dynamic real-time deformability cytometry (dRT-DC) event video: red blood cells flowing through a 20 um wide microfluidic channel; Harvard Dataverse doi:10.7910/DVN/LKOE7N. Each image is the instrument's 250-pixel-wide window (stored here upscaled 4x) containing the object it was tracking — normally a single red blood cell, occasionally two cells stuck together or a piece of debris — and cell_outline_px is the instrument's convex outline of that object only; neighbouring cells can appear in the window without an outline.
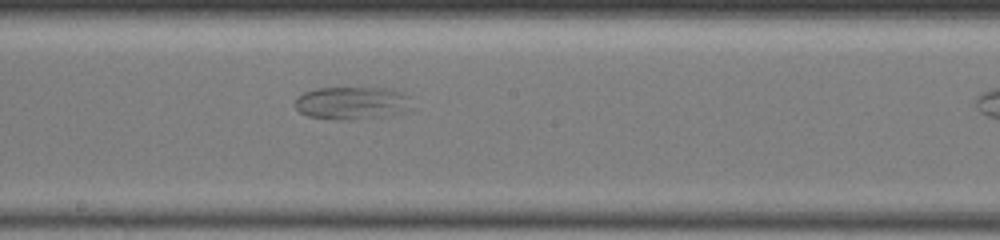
{"species": "common noctule bat (a hibernating species)", "species_latin": "Nyctalus noctula", "temperature_condition": "warm", "stored_images_in_passage": 41, "camera_frame_rate_fps": 3000, "um_per_image_px": 0.085, "animal": {"sex": "female", "body_mass_g": 19.5, "forearm_length_mm": 54.1}, "frame": {"image": 1, "passage_image": 25, "time_ms": 9.333, "image_size_px": [1000, 240], "cell_outline_px": [[404, 96], [400, 112], [384, 116], [340, 120], [336, 120], [308, 116], [300, 112], [296, 108], [296, 100], [304, 92], [316, 88], [384, 88], [404, 92]], "centroid_in_image_um": [29.73, 8.75], "position_along_channel_um": 218.5, "area_um2": 21.21}}
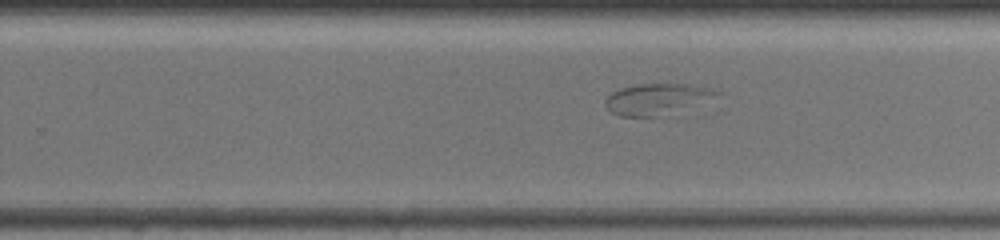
{"frame": {"image": 2, "passage_image": 30, "time_ms": 11.0, "image_size_px": [1000, 240], "cell_outline_px": [[720, 92], [656, 116], [620, 116], [612, 112], [604, 104], [604, 100], [612, 92], [620, 88], [640, 84], [684, 84], [712, 88]], "centroid_in_image_um": [55.61, 8.38], "position_along_channel_um": 274.2, "area_um2": 18.61}}
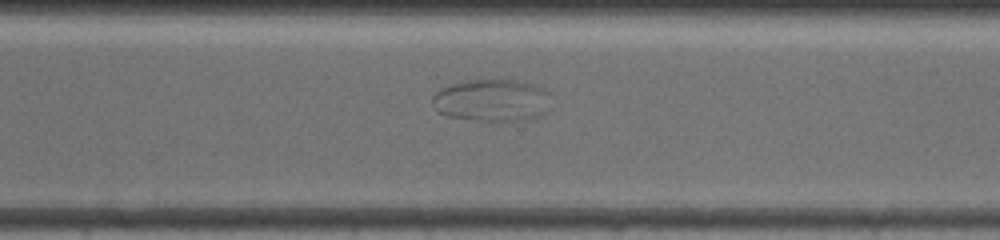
{"frame": {"image": 3, "passage_image": 35, "time_ms": 12.667, "image_size_px": [1000, 240], "cell_outline_px": [[548, 92], [536, 116], [524, 120], [496, 124], [448, 116], [440, 112], [432, 104], [432, 96], [440, 88], [448, 84], [468, 80], [496, 76], [536, 84]], "centroid_in_image_um": [41.67, 8.5], "position_along_channel_um": 328.9, "area_um2": 29.71}}